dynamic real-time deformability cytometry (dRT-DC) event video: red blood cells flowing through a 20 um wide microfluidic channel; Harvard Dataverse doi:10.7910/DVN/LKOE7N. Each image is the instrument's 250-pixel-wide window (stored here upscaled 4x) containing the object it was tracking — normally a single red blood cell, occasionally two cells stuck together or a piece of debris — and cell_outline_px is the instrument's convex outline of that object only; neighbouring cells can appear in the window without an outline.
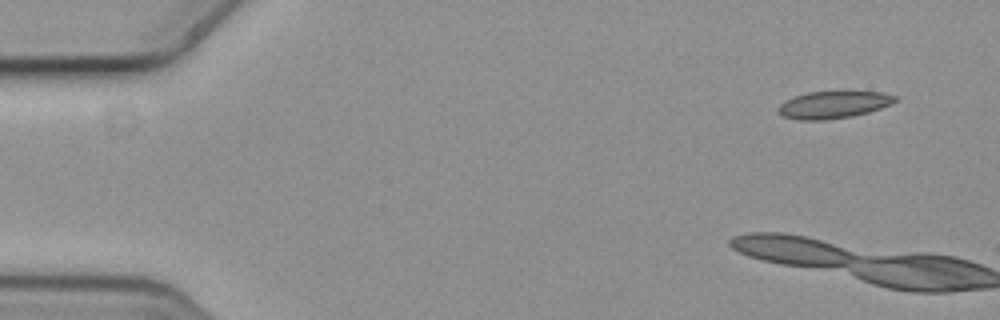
{"species": "common noctule bat (a hibernating species)", "species_latin": "Nyctalus noctula", "temperature_condition": "cold", "stored_images_in_passage": 6, "camera_frame_rate_fps": 3000, "um_per_image_px": 0.085, "animal": {"sex": "female", "body_mass_g": 19.3, "forearm_length_mm": 54.1}, "frame": {"image": 1, "passage_image": 1, "time_ms": 0.0, "image_size_px": [1000, 320], "cell_outline_px": [[900, 96], [892, 104], [868, 112], [852, 116], [824, 120], [800, 120], [780, 116], [776, 112], [776, 108], [784, 100], [792, 96], [808, 92], [884, 92]], "centroid_in_image_um": [70.8, 8.9], "position_along_channel_um": 14.2, "area_um2": 18.79}}